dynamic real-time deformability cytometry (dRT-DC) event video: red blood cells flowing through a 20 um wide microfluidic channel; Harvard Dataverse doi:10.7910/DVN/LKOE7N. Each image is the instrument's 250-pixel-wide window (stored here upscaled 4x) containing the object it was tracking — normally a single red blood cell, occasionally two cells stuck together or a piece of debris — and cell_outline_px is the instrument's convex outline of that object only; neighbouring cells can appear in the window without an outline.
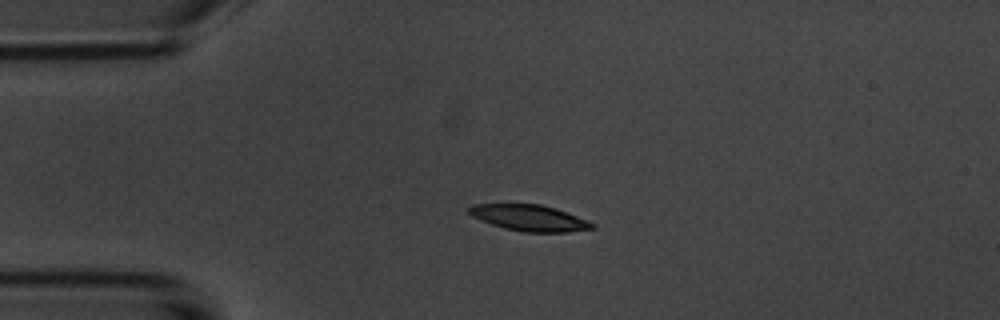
{"species": "common noctule bat (a hibernating species)", "species_latin": "Nyctalus noctula", "temperature_condition": "room temperature", "stored_images_in_passage": 4, "camera_frame_rate_fps": 3000, "um_per_image_px": 0.085, "animal": {"sex": "male", "body_mass_g": 20.1, "forearm_length_mm": 53.5}, "frame": {"image": 1, "passage_image": 3, "time_ms": 2.333, "image_size_px": [1000, 320], "cell_outline_px": [[596, 228], [568, 232], [524, 232], [504, 228], [480, 220], [472, 216], [468, 212], [468, 208], [472, 204], [540, 204], [556, 208], [588, 220], [596, 224]], "centroid_in_image_um": [45.03, 18.52], "position_along_channel_um": 40.0, "area_um2": 18.84}}